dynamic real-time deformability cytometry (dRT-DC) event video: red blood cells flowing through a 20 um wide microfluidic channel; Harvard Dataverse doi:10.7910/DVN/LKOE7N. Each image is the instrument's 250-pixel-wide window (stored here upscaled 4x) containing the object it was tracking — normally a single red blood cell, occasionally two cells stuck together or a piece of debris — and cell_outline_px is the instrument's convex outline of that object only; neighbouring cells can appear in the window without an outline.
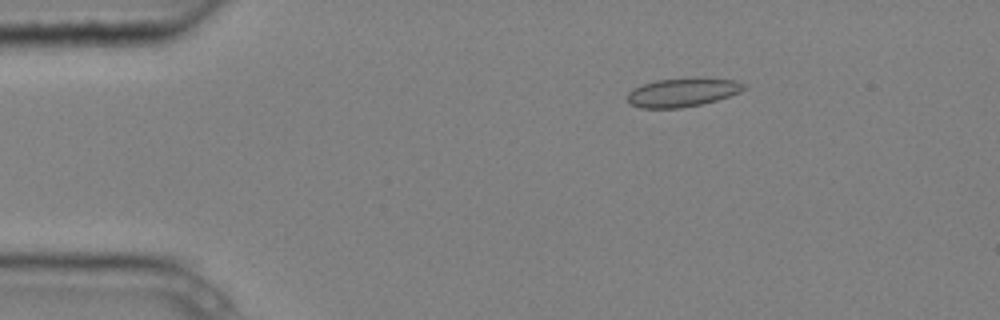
{"species": "common noctule bat (a hibernating species)", "species_latin": "Nyctalus noctula", "temperature_condition": "cold", "stored_images_in_passage": 4, "camera_frame_rate_fps": 3000, "um_per_image_px": 0.085, "animal": {"sex": "male", "body_mass_g": 20.4}, "frame": {"image": 1, "passage_image": 3, "time_ms": 0.667, "image_size_px": [1000, 320], "cell_outline_px": [[748, 88], [740, 92], [716, 100], [700, 104], [680, 108], [640, 108], [628, 104], [628, 92], [632, 88], [656, 80], [740, 80], [748, 84]], "centroid_in_image_um": [58.0, 7.89], "position_along_channel_um": 27.0, "area_um2": 18.9}}